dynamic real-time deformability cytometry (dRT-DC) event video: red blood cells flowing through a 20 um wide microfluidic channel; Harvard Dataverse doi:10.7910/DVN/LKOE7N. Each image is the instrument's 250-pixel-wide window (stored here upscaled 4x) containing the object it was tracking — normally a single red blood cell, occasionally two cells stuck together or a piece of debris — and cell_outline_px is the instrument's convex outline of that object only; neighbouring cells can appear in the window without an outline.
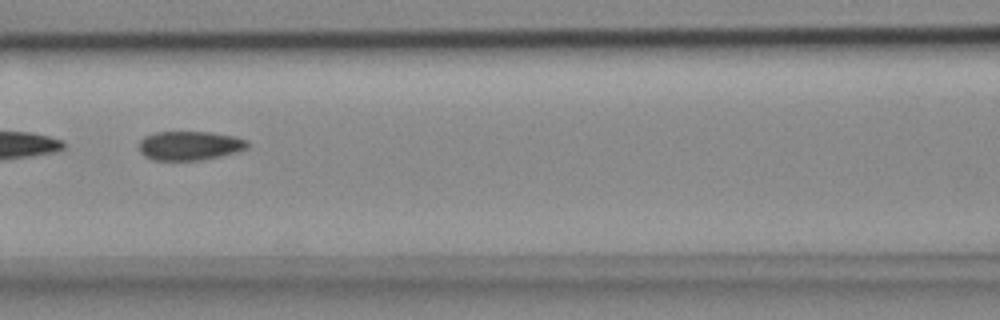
{"species": "common noctule bat (a hibernating species)", "species_latin": "Nyctalus noctula", "temperature_condition": "cold", "stored_images_in_passage": 9, "camera_frame_rate_fps": 3000, "um_per_image_px": 0.085, "animal": {"sex": "female", "body_mass_g": 18.4}, "frame": {"image": 1, "passage_image": 7, "time_ms": 2.0, "image_size_px": [1000, 320], "cell_outline_px": [[248, 148], [200, 160], [152, 160], [144, 156], [140, 152], [140, 140], [144, 136], [156, 132], [212, 132], [236, 136], [248, 140]], "centroid_in_image_um": [16.1, 12.36], "position_along_channel_um": 150.5, "area_um2": 18.26}}
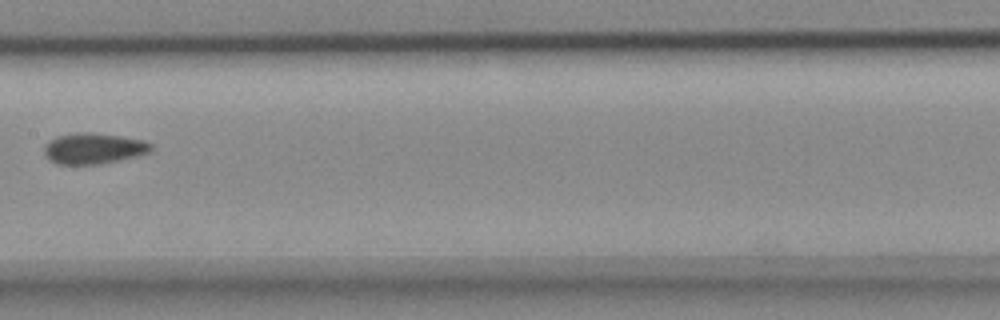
{"frame": {"image": 2, "passage_image": 8, "time_ms": 2.333, "image_size_px": [1000, 320], "cell_outline_px": [[152, 148], [148, 152], [136, 156], [100, 164], [56, 164], [48, 160], [44, 152], [44, 144], [48, 140], [56, 136], [76, 132], [92, 132], [120, 136], [144, 140], [152, 144]], "centroid_in_image_um": [7.9, 12.61], "position_along_channel_um": 199.5, "area_um2": 19.36}}
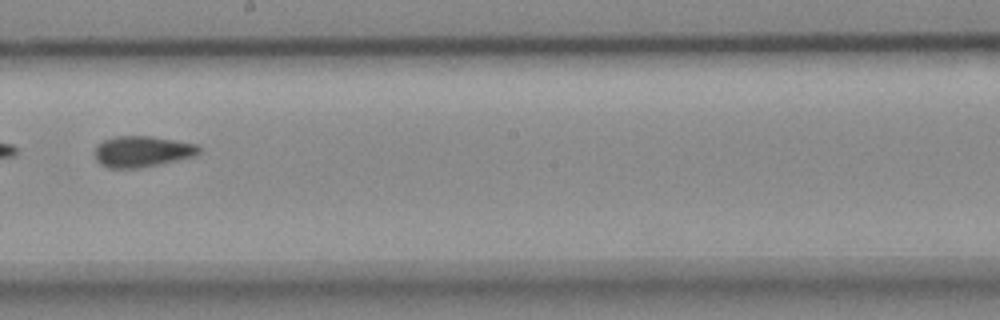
{"frame": {"image": 3, "passage_image": 9, "time_ms": 2.667, "image_size_px": [1000, 320], "cell_outline_px": [[200, 152], [196, 156], [160, 164], [136, 168], [108, 168], [100, 164], [96, 160], [96, 144], [104, 140], [116, 136], [152, 136], [196, 144], [200, 148]], "centroid_in_image_um": [12.09, 12.88], "position_along_channel_um": 236.1, "area_um2": 18.84}}